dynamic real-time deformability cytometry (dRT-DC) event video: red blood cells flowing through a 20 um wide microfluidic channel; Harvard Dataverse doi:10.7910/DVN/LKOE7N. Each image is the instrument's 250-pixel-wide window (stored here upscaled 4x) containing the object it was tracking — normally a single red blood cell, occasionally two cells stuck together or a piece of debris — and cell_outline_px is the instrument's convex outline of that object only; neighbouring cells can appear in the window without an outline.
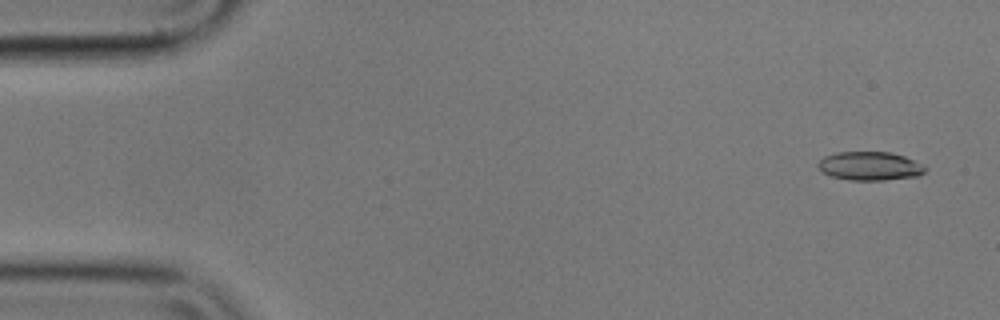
{"species": "common noctule bat (a hibernating species)", "species_latin": "Nyctalus noctula", "temperature_condition": "cold", "stored_images_in_passage": 56, "camera_frame_rate_fps": 3000, "um_per_image_px": 0.085, "animal": {"sex": "male", "body_mass_g": 17.9}, "frame": {"image": 1, "passage_image": 3, "time_ms": 0.667, "image_size_px": [1000, 320], "cell_outline_px": [[928, 168], [920, 176], [884, 180], [848, 180], [832, 176], [820, 172], [816, 164], [824, 156], [836, 152], [888, 152], [904, 156]], "centroid_in_image_um": [73.9, 14.12], "position_along_channel_um": 11.1, "area_um2": 17.98}}
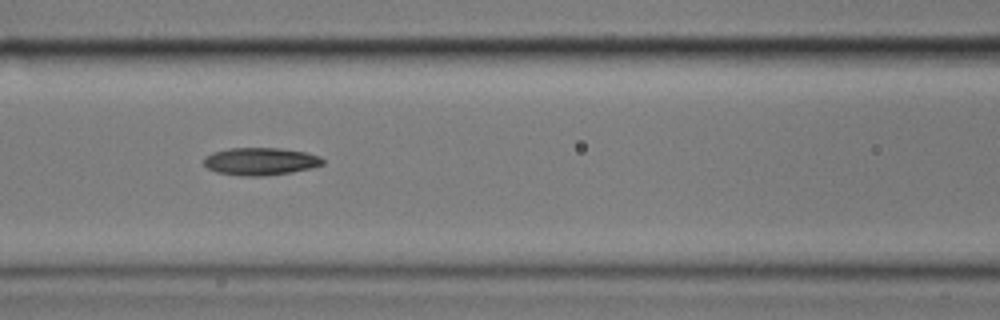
{"frame": {"image": 2, "passage_image": 24, "time_ms": 7.667, "image_size_px": [1000, 320], "cell_outline_px": [[324, 164], [312, 168], [292, 172], [260, 176], [244, 176], [216, 172], [208, 168], [204, 164], [204, 156], [212, 152], [228, 148], [280, 148], [308, 152], [320, 156], [324, 160]], "centroid_in_image_um": [22.15, 13.71], "position_along_channel_um": 144.4, "area_um2": 19.25}}
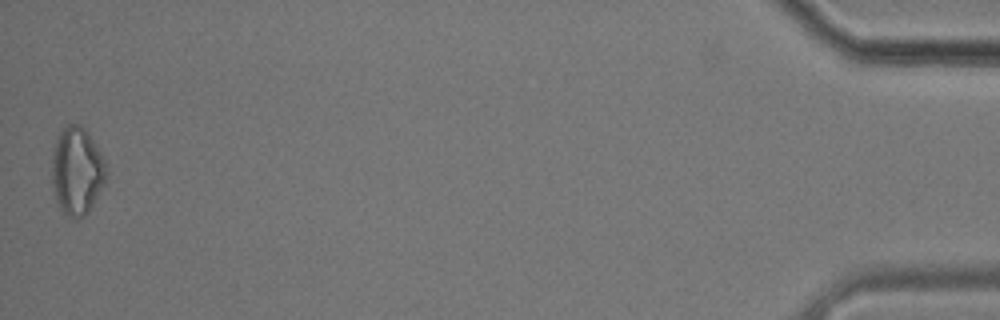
{"frame": {"image": 3, "passage_image": 56, "time_ms": 18.333, "image_size_px": [1000, 320], "cell_outline_px": [[104, 180], [88, 212], [84, 216], [76, 220], [72, 220], [56, 204], [52, 180], [52, 152], [56, 136], [68, 124], [80, 124], [88, 132], [96, 144], [104, 160]], "centroid_in_image_um": [6.48, 14.52], "position_along_channel_um": 428.7, "area_um2": 27.51}, "authors_computed_cell_mechanics": {"area_um2": 18.8428, "velocity_mm_per_s": 3.5361, "shape_relaxation_time_tau1_ms": 4.232, "shape_relaxation_time_tau2_ms": 9.7122, "deformation_change_tau1": 0.1301, "deformation_change_tau2": 0.1964}}